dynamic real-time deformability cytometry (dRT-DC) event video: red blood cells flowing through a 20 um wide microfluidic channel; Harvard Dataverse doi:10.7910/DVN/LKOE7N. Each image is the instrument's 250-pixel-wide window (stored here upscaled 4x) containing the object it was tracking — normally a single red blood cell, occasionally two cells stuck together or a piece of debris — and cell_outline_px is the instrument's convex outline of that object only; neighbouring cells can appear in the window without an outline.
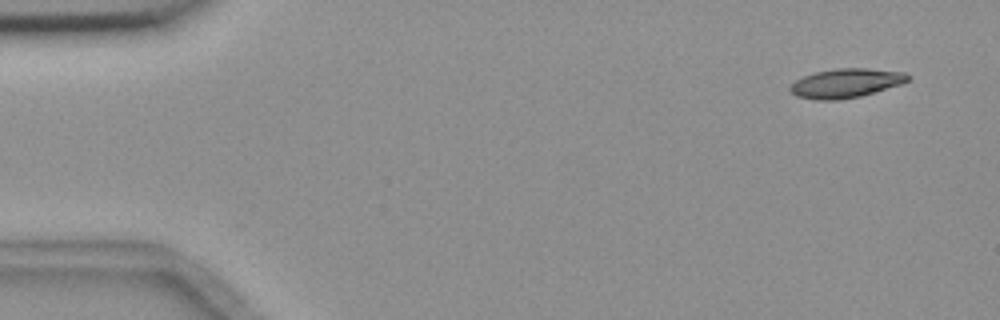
{"species": "common noctule bat (a hibernating species)", "species_latin": "Nyctalus noctula", "temperature_condition": "room temperature", "stored_images_in_passage": 7, "camera_frame_rate_fps": 3000, "um_per_image_px": 0.085, "animal": {"sex": "female", "body_mass_g": 18.4}, "frame": {"image": 1, "passage_image": 1, "time_ms": 0.0, "image_size_px": [1000, 320], "cell_outline_px": [[912, 76], [908, 80], [900, 84], [860, 96], [840, 100], [816, 100], [796, 96], [788, 88], [796, 80], [804, 76], [816, 72], [836, 68], [868, 68], [904, 72]], "centroid_in_image_um": [71.9, 7.06], "position_along_channel_um": 13.1, "area_um2": 19.88}}
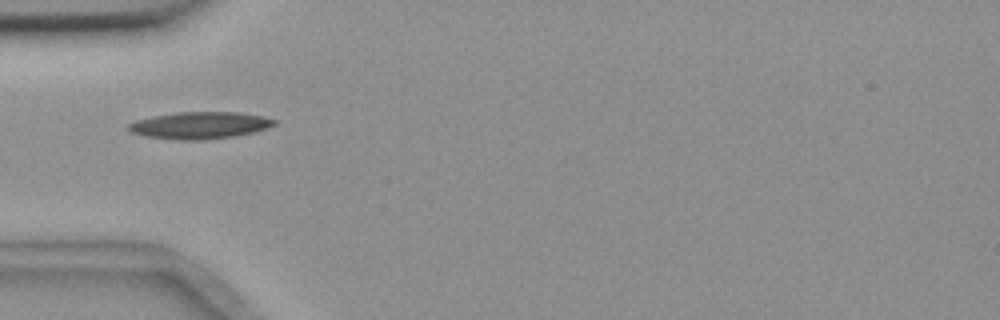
{"frame": {"image": 2, "passage_image": 5, "time_ms": 4.667, "image_size_px": [1000, 320], "cell_outline_px": [[276, 124], [268, 128], [252, 132], [232, 136], [200, 140], [180, 140], [144, 136], [132, 132], [128, 128], [128, 124], [136, 120], [152, 116], [176, 112], [236, 112], [260, 116], [276, 120]], "centroid_in_image_um": [16.95, 10.65], "position_along_channel_um": 68.0, "area_um2": 22.66}}
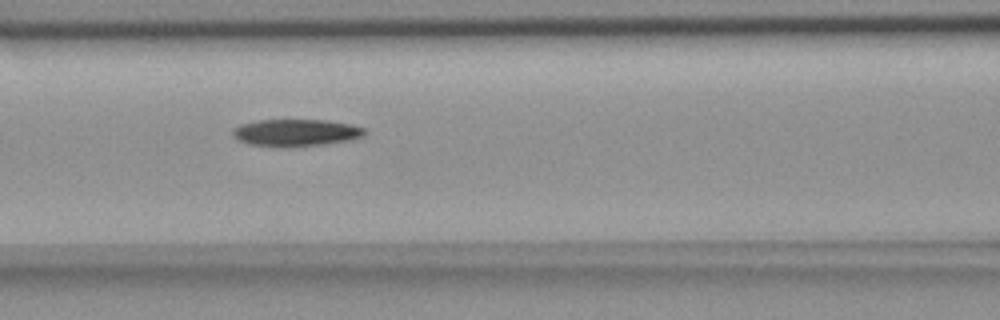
{"frame": {"image": 3, "passage_image": 7, "time_ms": 6.667, "image_size_px": [1000, 320], "cell_outline_px": [[364, 132], [360, 136], [348, 140], [324, 144], [288, 148], [280, 148], [248, 144], [236, 140], [232, 136], [232, 128], [240, 124], [260, 120], [328, 120], [352, 124], [364, 128]], "centroid_in_image_um": [25.06, 11.29], "position_along_channel_um": 141.5, "area_um2": 21.1}}